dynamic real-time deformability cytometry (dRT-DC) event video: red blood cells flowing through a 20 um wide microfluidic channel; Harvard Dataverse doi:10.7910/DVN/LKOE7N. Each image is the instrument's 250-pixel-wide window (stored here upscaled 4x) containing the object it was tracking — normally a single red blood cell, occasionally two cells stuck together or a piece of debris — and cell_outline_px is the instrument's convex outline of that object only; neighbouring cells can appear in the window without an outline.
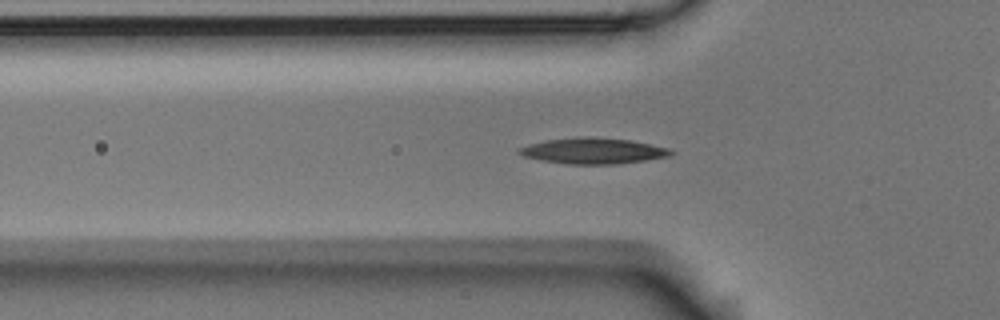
{"species": "Egyptian fruit bat (a non-hibernating species)", "species_latin": "Rousettus aegyptiacus", "temperature_condition": "room temperature", "stored_images_in_passage": 57, "camera_frame_rate_fps": 3000, "um_per_image_px": 0.085, "animal": {"sex": "male"}, "frame": {"image": 1, "passage_image": 18, "time_ms": 5.667, "image_size_px": [1000, 320], "cell_outline_px": [[676, 152], [672, 156], [616, 164], [564, 164], [540, 160], [524, 156], [516, 152], [516, 148], [528, 144], [548, 140], [576, 136], [588, 136], [628, 140], [668, 148]], "centroid_in_image_um": [50.37, 12.82], "position_along_channel_um": 75.4, "area_um2": 23.0}}
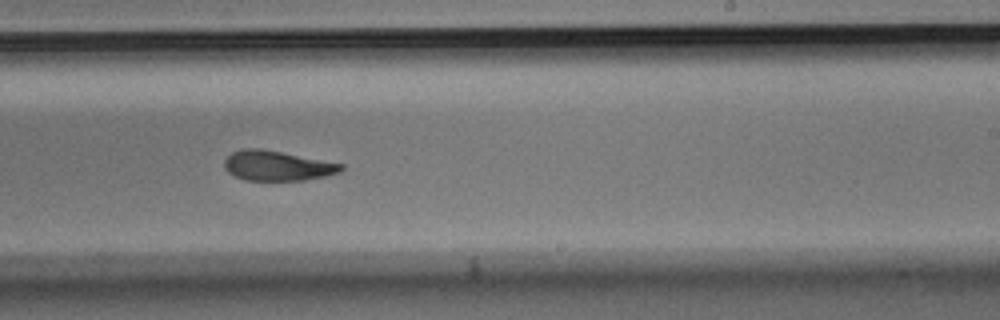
{"frame": {"image": 2, "passage_image": 34, "time_ms": 11.0, "image_size_px": [1000, 320], "cell_outline_px": [[344, 168], [340, 172], [324, 176], [304, 180], [244, 180], [228, 172], [224, 168], [224, 160], [232, 152], [244, 148], [260, 148], [344, 164]], "centroid_in_image_um": [23.55, 14.08], "position_along_channel_um": 265.5, "area_um2": 20.23}}
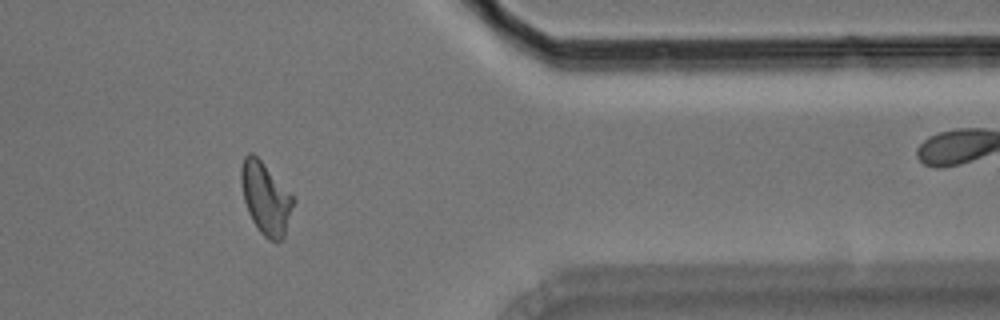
{"frame": {"image": 3, "passage_image": 46, "time_ms": 15.0, "image_size_px": [1000, 320], "cell_outline_px": [[296, 200], [284, 236], [280, 240], [268, 240], [260, 232], [252, 220], [248, 212], [244, 200], [240, 184], [240, 168], [244, 156], [248, 152], [252, 152], [260, 160]], "centroid_in_image_um": [22.56, 16.85], "position_along_channel_um": 388.8, "area_um2": 21.68}, "authors_computed_cell_mechanics": {"area_um2": 21.1548, "velocity_mm_per_s": 3.5465, "shape_relaxation_time_tau1_ms": 5.4561, "shape_relaxation_time_tau2_ms": 2.3329, "deformation_change_tau1": 0.1761, "deformation_change_tau2": 0.0964}}